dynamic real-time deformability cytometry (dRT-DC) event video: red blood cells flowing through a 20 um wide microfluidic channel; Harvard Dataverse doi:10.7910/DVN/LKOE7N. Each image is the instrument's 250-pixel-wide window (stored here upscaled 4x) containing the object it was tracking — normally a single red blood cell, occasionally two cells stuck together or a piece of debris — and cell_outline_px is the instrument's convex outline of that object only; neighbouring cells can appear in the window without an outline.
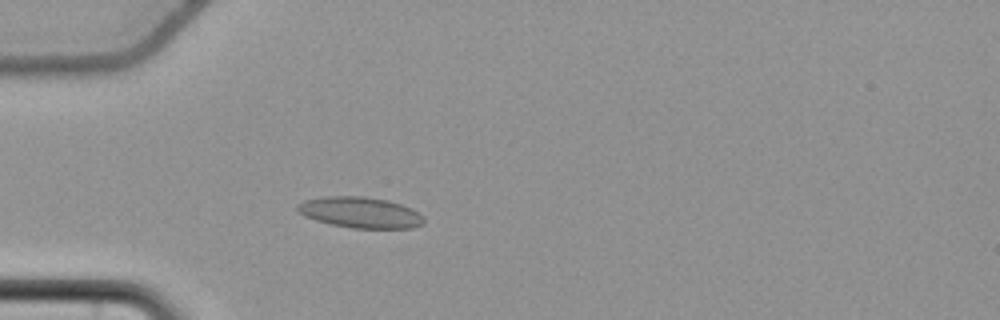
{"species": "common noctule bat (a hibernating species)", "species_latin": "Nyctalus noctula", "temperature_condition": "cold", "stored_images_in_passage": 56, "camera_frame_rate_fps": 3000, "um_per_image_px": 0.085, "animal": {"sex": "female", "body_mass_g": 22.7, "forearm_length_mm": 54.2}, "frame": {"image": 1, "passage_image": 17, "time_ms": 5.333, "image_size_px": [1000, 320], "cell_outline_px": [[424, 224], [412, 228], [352, 228], [332, 224], [316, 220], [304, 216], [296, 208], [296, 204], [304, 200], [320, 196], [364, 196], [388, 200], [412, 208], [424, 216]], "centroid_in_image_um": [30.63, 18.05], "position_along_channel_um": 54.4, "area_um2": 22.95}}
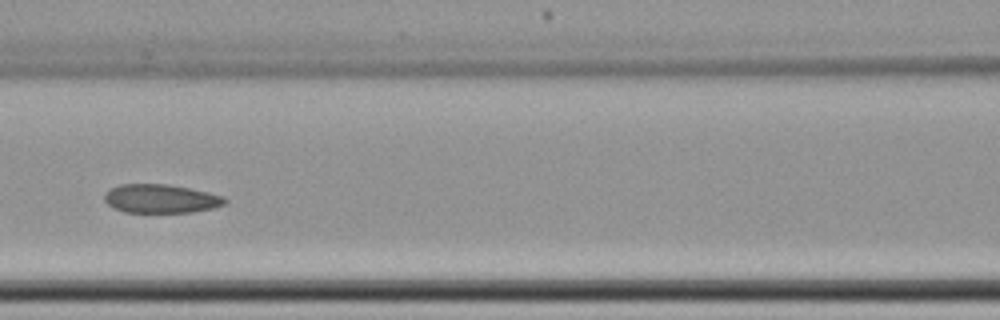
{"frame": {"image": 2, "passage_image": 26, "time_ms": 8.333, "image_size_px": [1000, 320], "cell_outline_px": [[228, 200], [224, 204], [212, 208], [192, 212], [124, 212], [108, 204], [104, 200], [104, 192], [108, 188], [120, 184], [168, 184], [208, 192], [224, 196]], "centroid_in_image_um": [13.64, 16.87], "position_along_channel_um": 153.0, "area_um2": 20.17}}
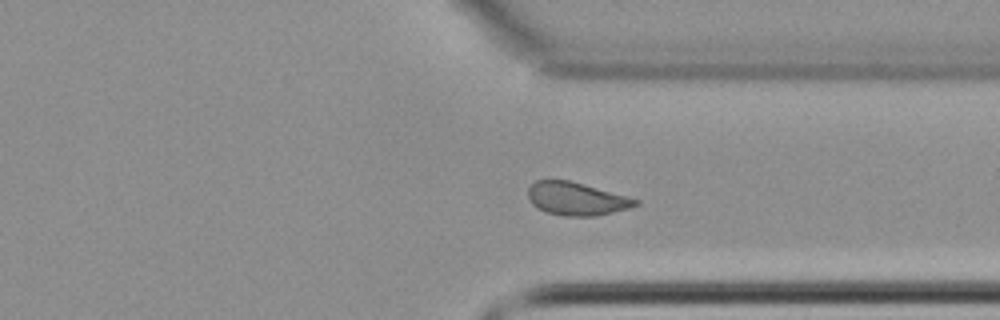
{"frame": {"image": 3, "passage_image": 43, "time_ms": 14.0, "image_size_px": [1000, 320], "cell_outline_px": [[640, 204], [632, 208], [596, 216], [564, 216], [544, 212], [536, 208], [532, 204], [528, 196], [528, 188], [536, 180], [568, 180], [584, 184], [640, 200]], "centroid_in_image_um": [49.0, 16.91], "position_along_channel_um": 362.4, "area_um2": 20.81}, "authors_computed_cell_mechanics": {"area_um2": 21.386, "velocity_mm_per_s": 3.6824, "shape_relaxation_time_tau1_ms": null, "shape_relaxation_time_tau2_ms": 6.1197, "deformation_change_tau1": null, "deformation_change_tau2": 0.1111}}